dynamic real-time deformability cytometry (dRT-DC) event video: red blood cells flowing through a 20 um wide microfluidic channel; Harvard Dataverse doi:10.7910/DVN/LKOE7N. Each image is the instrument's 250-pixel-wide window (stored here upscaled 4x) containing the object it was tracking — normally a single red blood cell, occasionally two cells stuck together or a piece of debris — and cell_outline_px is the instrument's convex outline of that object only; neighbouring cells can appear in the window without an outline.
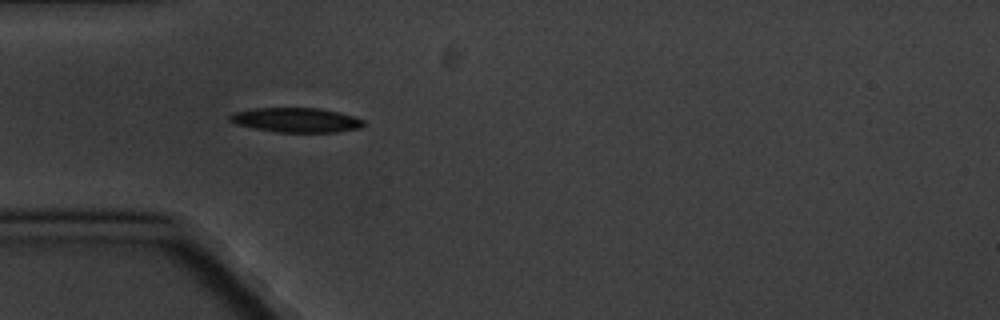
{"species": "common noctule bat (a hibernating species)", "species_latin": "Nyctalus noctula", "temperature_condition": "cold", "stored_images_in_passage": 3, "camera_frame_rate_fps": 3000, "um_per_image_px": 0.085, "animal": {"sex": "male", "body_mass_g": 20.1, "forearm_length_mm": 53.5}, "frame": {"image": 1, "passage_image": 2, "time_ms": 1.333, "image_size_px": [1000, 320], "cell_outline_px": [[364, 124], [360, 128], [336, 132], [276, 132], [236, 124], [228, 120], [228, 116], [232, 112], [252, 108], [320, 108], [340, 112], [364, 120]], "centroid_in_image_um": [25.15, 10.19], "position_along_channel_um": 59.9, "area_um2": 19.19}}